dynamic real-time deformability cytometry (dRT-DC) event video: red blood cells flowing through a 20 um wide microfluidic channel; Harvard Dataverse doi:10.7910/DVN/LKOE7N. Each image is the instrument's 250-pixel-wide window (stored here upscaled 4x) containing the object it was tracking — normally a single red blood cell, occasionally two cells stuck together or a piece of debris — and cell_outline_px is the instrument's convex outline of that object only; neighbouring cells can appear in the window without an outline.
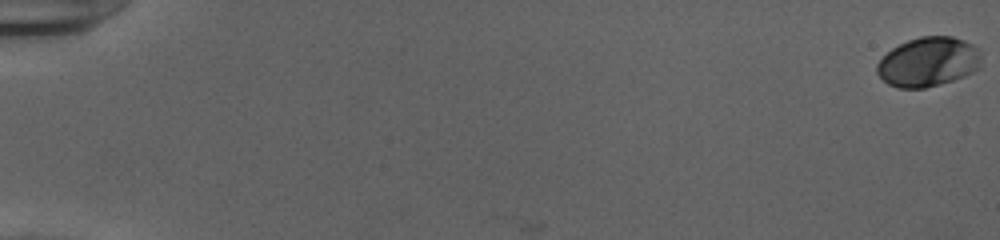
{"species": "human", "species_latin": "Homo sapiens", "temperature_condition": "cold", "stored_images_in_passage": 55, "camera_frame_rate_fps": 3000, "um_per_image_px": 0.085, "donor": {"sex": "female"}, "frame": {"image": 1, "passage_image": 1, "time_ms": 0.0, "image_size_px": [1000, 240], "cell_outline_px": [[980, 68], [964, 76], [940, 84], [924, 88], [896, 88], [888, 84], [876, 72], [876, 64], [892, 48], [908, 40], [920, 36], [952, 36], [964, 40], [980, 48]], "centroid_in_image_um": [78.91, 5.26], "position_along_channel_um": 6.1, "area_um2": 30.11}}
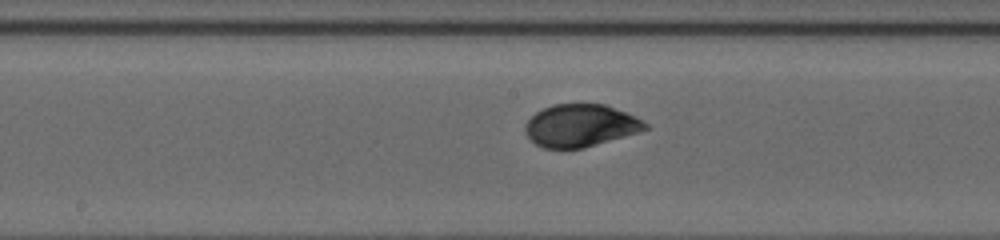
{"frame": {"image": 2, "passage_image": 31, "time_ms": 10.0, "image_size_px": [1000, 240], "cell_outline_px": [[648, 128], [624, 136], [584, 148], [544, 148], [536, 144], [524, 132], [524, 124], [536, 112], [552, 104], [604, 104], [636, 116], [648, 124]], "centroid_in_image_um": [49.31, 10.67], "position_along_channel_um": 198.9, "area_um2": 29.48}}
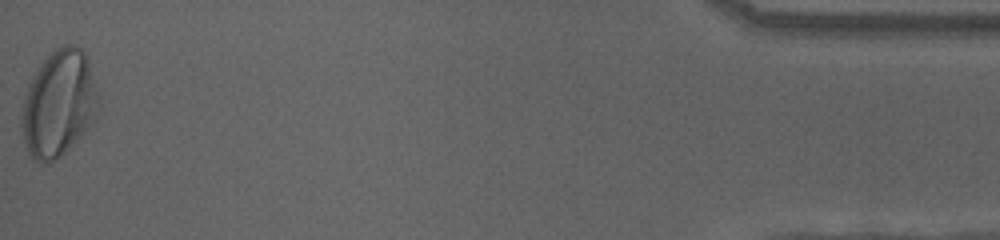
{"frame": {"image": 3, "passage_image": 55, "time_ms": 18.0, "image_size_px": [1000, 240], "cell_outline_px": [[100, 108], [92, 124], [60, 156], [52, 160], [40, 164], [32, 160], [24, 144], [20, 124], [24, 96], [28, 84], [36, 68], [48, 52], [64, 44], [72, 44], [80, 48], [88, 56], [100, 96]], "centroid_in_image_um": [5.0, 8.77], "position_along_channel_um": 430.2, "area_um2": 48.55}, "authors_computed_cell_mechanics": {"area_um2": 30.1138, "velocity_mm_per_s": 3.9396, "shape_relaxation_time_tau1_ms": 4.7799, "shape_relaxation_time_tau2_ms": null, "deformation_change_tau1": 0.1863, "deformation_change_tau2": null}}